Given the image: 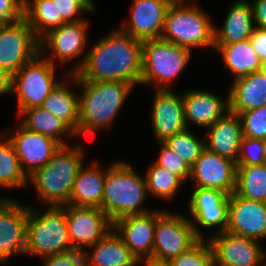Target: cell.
<instances>
[{"label":"cell","instance_id":"obj_1","mask_svg":"<svg viewBox=\"0 0 266 266\" xmlns=\"http://www.w3.org/2000/svg\"><path fill=\"white\" fill-rule=\"evenodd\" d=\"M142 43L120 28L111 32L70 69L78 81H123L140 84Z\"/></svg>","mask_w":266,"mask_h":266},{"label":"cell","instance_id":"obj_2","mask_svg":"<svg viewBox=\"0 0 266 266\" xmlns=\"http://www.w3.org/2000/svg\"><path fill=\"white\" fill-rule=\"evenodd\" d=\"M66 76V83L82 87L79 95V136H90L95 130L109 129L134 88L133 84L123 81H78L75 74L67 73Z\"/></svg>","mask_w":266,"mask_h":266},{"label":"cell","instance_id":"obj_3","mask_svg":"<svg viewBox=\"0 0 266 266\" xmlns=\"http://www.w3.org/2000/svg\"><path fill=\"white\" fill-rule=\"evenodd\" d=\"M148 192L145 177L126 161H115L107 166L102 211L114 222L116 219L149 212L143 203Z\"/></svg>","mask_w":266,"mask_h":266},{"label":"cell","instance_id":"obj_4","mask_svg":"<svg viewBox=\"0 0 266 266\" xmlns=\"http://www.w3.org/2000/svg\"><path fill=\"white\" fill-rule=\"evenodd\" d=\"M83 155L81 145L61 146L48 163L29 177L42 203L69 204L75 178L84 164Z\"/></svg>","mask_w":266,"mask_h":266},{"label":"cell","instance_id":"obj_5","mask_svg":"<svg viewBox=\"0 0 266 266\" xmlns=\"http://www.w3.org/2000/svg\"><path fill=\"white\" fill-rule=\"evenodd\" d=\"M71 250L65 205H48L45 212L29 207L25 254L43 259Z\"/></svg>","mask_w":266,"mask_h":266},{"label":"cell","instance_id":"obj_6","mask_svg":"<svg viewBox=\"0 0 266 266\" xmlns=\"http://www.w3.org/2000/svg\"><path fill=\"white\" fill-rule=\"evenodd\" d=\"M215 25L206 12L189 3L171 4L161 39L186 48L214 50Z\"/></svg>","mask_w":266,"mask_h":266},{"label":"cell","instance_id":"obj_7","mask_svg":"<svg viewBox=\"0 0 266 266\" xmlns=\"http://www.w3.org/2000/svg\"><path fill=\"white\" fill-rule=\"evenodd\" d=\"M56 65L38 53L1 87L0 95L16 96L18 115L26 109L40 107L60 82L55 79Z\"/></svg>","mask_w":266,"mask_h":266},{"label":"cell","instance_id":"obj_8","mask_svg":"<svg viewBox=\"0 0 266 266\" xmlns=\"http://www.w3.org/2000/svg\"><path fill=\"white\" fill-rule=\"evenodd\" d=\"M191 50L161 38L143 41L140 84L155 83V89H171L169 84L189 64Z\"/></svg>","mask_w":266,"mask_h":266},{"label":"cell","instance_id":"obj_9","mask_svg":"<svg viewBox=\"0 0 266 266\" xmlns=\"http://www.w3.org/2000/svg\"><path fill=\"white\" fill-rule=\"evenodd\" d=\"M39 53V39L27 20L0 23V87Z\"/></svg>","mask_w":266,"mask_h":266},{"label":"cell","instance_id":"obj_10","mask_svg":"<svg viewBox=\"0 0 266 266\" xmlns=\"http://www.w3.org/2000/svg\"><path fill=\"white\" fill-rule=\"evenodd\" d=\"M199 240L191 219L182 214L164 212L156 222L152 259L168 262L189 250Z\"/></svg>","mask_w":266,"mask_h":266},{"label":"cell","instance_id":"obj_11","mask_svg":"<svg viewBox=\"0 0 266 266\" xmlns=\"http://www.w3.org/2000/svg\"><path fill=\"white\" fill-rule=\"evenodd\" d=\"M65 214L74 250L84 252L86 247L93 246L113 230V221L100 208L67 204Z\"/></svg>","mask_w":266,"mask_h":266},{"label":"cell","instance_id":"obj_12","mask_svg":"<svg viewBox=\"0 0 266 266\" xmlns=\"http://www.w3.org/2000/svg\"><path fill=\"white\" fill-rule=\"evenodd\" d=\"M208 241L213 250L214 266H262L266 260L260 242L249 237L225 231L212 234Z\"/></svg>","mask_w":266,"mask_h":266},{"label":"cell","instance_id":"obj_13","mask_svg":"<svg viewBox=\"0 0 266 266\" xmlns=\"http://www.w3.org/2000/svg\"><path fill=\"white\" fill-rule=\"evenodd\" d=\"M29 206L14 198H0V263L8 265L12 255L25 254Z\"/></svg>","mask_w":266,"mask_h":266},{"label":"cell","instance_id":"obj_14","mask_svg":"<svg viewBox=\"0 0 266 266\" xmlns=\"http://www.w3.org/2000/svg\"><path fill=\"white\" fill-rule=\"evenodd\" d=\"M88 25L89 23L84 19L74 23H65L50 30L39 39V53L45 55L46 49L51 51L52 57L45 56L44 58L54 65H56V60L60 64H67L77 59L85 51L88 42Z\"/></svg>","mask_w":266,"mask_h":266},{"label":"cell","instance_id":"obj_15","mask_svg":"<svg viewBox=\"0 0 266 266\" xmlns=\"http://www.w3.org/2000/svg\"><path fill=\"white\" fill-rule=\"evenodd\" d=\"M4 134L13 144L21 168L28 178L48 163L61 148L57 141L31 131L21 123L18 128L11 129V132L7 131Z\"/></svg>","mask_w":266,"mask_h":266},{"label":"cell","instance_id":"obj_16","mask_svg":"<svg viewBox=\"0 0 266 266\" xmlns=\"http://www.w3.org/2000/svg\"><path fill=\"white\" fill-rule=\"evenodd\" d=\"M189 200L190 215L192 214L191 216L197 222L191 220V223L200 239L204 238L200 231L201 228L197 224L204 228L219 225L216 234L226 231L228 226V194L217 189L196 187Z\"/></svg>","mask_w":266,"mask_h":266},{"label":"cell","instance_id":"obj_17","mask_svg":"<svg viewBox=\"0 0 266 266\" xmlns=\"http://www.w3.org/2000/svg\"><path fill=\"white\" fill-rule=\"evenodd\" d=\"M164 211L131 214L113 222L114 231L138 259H152L154 232L157 219Z\"/></svg>","mask_w":266,"mask_h":266},{"label":"cell","instance_id":"obj_18","mask_svg":"<svg viewBox=\"0 0 266 266\" xmlns=\"http://www.w3.org/2000/svg\"><path fill=\"white\" fill-rule=\"evenodd\" d=\"M237 164L205 148L191 167L190 180L196 187L217 189L229 196L236 187Z\"/></svg>","mask_w":266,"mask_h":266},{"label":"cell","instance_id":"obj_19","mask_svg":"<svg viewBox=\"0 0 266 266\" xmlns=\"http://www.w3.org/2000/svg\"><path fill=\"white\" fill-rule=\"evenodd\" d=\"M227 232L260 241L266 238V203L229 196Z\"/></svg>","mask_w":266,"mask_h":266},{"label":"cell","instance_id":"obj_20","mask_svg":"<svg viewBox=\"0 0 266 266\" xmlns=\"http://www.w3.org/2000/svg\"><path fill=\"white\" fill-rule=\"evenodd\" d=\"M173 89H155L151 109L152 129L158 142L186 129L182 94Z\"/></svg>","mask_w":266,"mask_h":266},{"label":"cell","instance_id":"obj_21","mask_svg":"<svg viewBox=\"0 0 266 266\" xmlns=\"http://www.w3.org/2000/svg\"><path fill=\"white\" fill-rule=\"evenodd\" d=\"M130 21L120 29L140 41L161 37L171 3L167 0H133Z\"/></svg>","mask_w":266,"mask_h":266},{"label":"cell","instance_id":"obj_22","mask_svg":"<svg viewBox=\"0 0 266 266\" xmlns=\"http://www.w3.org/2000/svg\"><path fill=\"white\" fill-rule=\"evenodd\" d=\"M186 128L192 123L208 128L229 111V97L220 98L212 91L190 90L182 93Z\"/></svg>","mask_w":266,"mask_h":266},{"label":"cell","instance_id":"obj_23","mask_svg":"<svg viewBox=\"0 0 266 266\" xmlns=\"http://www.w3.org/2000/svg\"><path fill=\"white\" fill-rule=\"evenodd\" d=\"M206 131L205 147L209 151L237 163L240 143L243 138L241 120L238 114L228 111Z\"/></svg>","mask_w":266,"mask_h":266},{"label":"cell","instance_id":"obj_24","mask_svg":"<svg viewBox=\"0 0 266 266\" xmlns=\"http://www.w3.org/2000/svg\"><path fill=\"white\" fill-rule=\"evenodd\" d=\"M229 111L240 113L266 105V75L253 72L233 80L229 91Z\"/></svg>","mask_w":266,"mask_h":266},{"label":"cell","instance_id":"obj_25","mask_svg":"<svg viewBox=\"0 0 266 266\" xmlns=\"http://www.w3.org/2000/svg\"><path fill=\"white\" fill-rule=\"evenodd\" d=\"M79 169L70 195L69 204L79 207H96L102 210V199L106 171L94 162Z\"/></svg>","mask_w":266,"mask_h":266},{"label":"cell","instance_id":"obj_26","mask_svg":"<svg viewBox=\"0 0 266 266\" xmlns=\"http://www.w3.org/2000/svg\"><path fill=\"white\" fill-rule=\"evenodd\" d=\"M89 248L90 252H83L85 266H136L138 262L114 229Z\"/></svg>","mask_w":266,"mask_h":266},{"label":"cell","instance_id":"obj_27","mask_svg":"<svg viewBox=\"0 0 266 266\" xmlns=\"http://www.w3.org/2000/svg\"><path fill=\"white\" fill-rule=\"evenodd\" d=\"M250 3L237 0L226 14L222 28L215 26L214 45H228L250 39L254 30Z\"/></svg>","mask_w":266,"mask_h":266},{"label":"cell","instance_id":"obj_28","mask_svg":"<svg viewBox=\"0 0 266 266\" xmlns=\"http://www.w3.org/2000/svg\"><path fill=\"white\" fill-rule=\"evenodd\" d=\"M52 113L73 136L79 137V94L61 80L40 106Z\"/></svg>","mask_w":266,"mask_h":266},{"label":"cell","instance_id":"obj_29","mask_svg":"<svg viewBox=\"0 0 266 266\" xmlns=\"http://www.w3.org/2000/svg\"><path fill=\"white\" fill-rule=\"evenodd\" d=\"M214 51L221 53L224 69L227 67L234 80L260 71L261 60L255 52L251 40L234 42L228 45H214Z\"/></svg>","mask_w":266,"mask_h":266},{"label":"cell","instance_id":"obj_30","mask_svg":"<svg viewBox=\"0 0 266 266\" xmlns=\"http://www.w3.org/2000/svg\"><path fill=\"white\" fill-rule=\"evenodd\" d=\"M24 18L38 39L65 24L52 0H24Z\"/></svg>","mask_w":266,"mask_h":266},{"label":"cell","instance_id":"obj_31","mask_svg":"<svg viewBox=\"0 0 266 266\" xmlns=\"http://www.w3.org/2000/svg\"><path fill=\"white\" fill-rule=\"evenodd\" d=\"M18 116L23 117L21 124L27 129L43 134L57 141L61 146H67L64 137L72 133L48 110L42 107H32L23 110Z\"/></svg>","mask_w":266,"mask_h":266},{"label":"cell","instance_id":"obj_32","mask_svg":"<svg viewBox=\"0 0 266 266\" xmlns=\"http://www.w3.org/2000/svg\"><path fill=\"white\" fill-rule=\"evenodd\" d=\"M234 193L249 200L266 203V163L237 166Z\"/></svg>","mask_w":266,"mask_h":266},{"label":"cell","instance_id":"obj_33","mask_svg":"<svg viewBox=\"0 0 266 266\" xmlns=\"http://www.w3.org/2000/svg\"><path fill=\"white\" fill-rule=\"evenodd\" d=\"M29 184L14 146L5 134L0 136V187L20 188Z\"/></svg>","mask_w":266,"mask_h":266},{"label":"cell","instance_id":"obj_34","mask_svg":"<svg viewBox=\"0 0 266 266\" xmlns=\"http://www.w3.org/2000/svg\"><path fill=\"white\" fill-rule=\"evenodd\" d=\"M147 168L144 177L148 195L150 193L159 199L172 200L177 191L181 189L183 181L154 162H151Z\"/></svg>","mask_w":266,"mask_h":266},{"label":"cell","instance_id":"obj_35","mask_svg":"<svg viewBox=\"0 0 266 266\" xmlns=\"http://www.w3.org/2000/svg\"><path fill=\"white\" fill-rule=\"evenodd\" d=\"M189 128L168 137L163 143L177 153L190 167L194 165L205 147V139H198Z\"/></svg>","mask_w":266,"mask_h":266},{"label":"cell","instance_id":"obj_36","mask_svg":"<svg viewBox=\"0 0 266 266\" xmlns=\"http://www.w3.org/2000/svg\"><path fill=\"white\" fill-rule=\"evenodd\" d=\"M168 264L169 266H214L211 244L208 240L200 239L189 250L168 261Z\"/></svg>","mask_w":266,"mask_h":266},{"label":"cell","instance_id":"obj_37","mask_svg":"<svg viewBox=\"0 0 266 266\" xmlns=\"http://www.w3.org/2000/svg\"><path fill=\"white\" fill-rule=\"evenodd\" d=\"M244 137L266 138V105L238 113Z\"/></svg>","mask_w":266,"mask_h":266},{"label":"cell","instance_id":"obj_38","mask_svg":"<svg viewBox=\"0 0 266 266\" xmlns=\"http://www.w3.org/2000/svg\"><path fill=\"white\" fill-rule=\"evenodd\" d=\"M161 145L160 155L153 162L158 166L166 169L168 172L179 177L183 182L191 176V167L175 152L169 149L163 142Z\"/></svg>","mask_w":266,"mask_h":266},{"label":"cell","instance_id":"obj_39","mask_svg":"<svg viewBox=\"0 0 266 266\" xmlns=\"http://www.w3.org/2000/svg\"><path fill=\"white\" fill-rule=\"evenodd\" d=\"M58 9V17H62L65 23H74L84 18L79 17L82 13L95 11L93 0H52ZM77 16V17H76Z\"/></svg>","mask_w":266,"mask_h":266},{"label":"cell","instance_id":"obj_40","mask_svg":"<svg viewBox=\"0 0 266 266\" xmlns=\"http://www.w3.org/2000/svg\"><path fill=\"white\" fill-rule=\"evenodd\" d=\"M236 164L237 166L265 164L264 145L262 140L243 136Z\"/></svg>","mask_w":266,"mask_h":266},{"label":"cell","instance_id":"obj_41","mask_svg":"<svg viewBox=\"0 0 266 266\" xmlns=\"http://www.w3.org/2000/svg\"><path fill=\"white\" fill-rule=\"evenodd\" d=\"M43 260L44 266H85L84 254L79 250L48 256Z\"/></svg>","mask_w":266,"mask_h":266},{"label":"cell","instance_id":"obj_42","mask_svg":"<svg viewBox=\"0 0 266 266\" xmlns=\"http://www.w3.org/2000/svg\"><path fill=\"white\" fill-rule=\"evenodd\" d=\"M24 17V0H0V23H11Z\"/></svg>","mask_w":266,"mask_h":266},{"label":"cell","instance_id":"obj_43","mask_svg":"<svg viewBox=\"0 0 266 266\" xmlns=\"http://www.w3.org/2000/svg\"><path fill=\"white\" fill-rule=\"evenodd\" d=\"M250 6L254 27L266 30V0H253Z\"/></svg>","mask_w":266,"mask_h":266},{"label":"cell","instance_id":"obj_44","mask_svg":"<svg viewBox=\"0 0 266 266\" xmlns=\"http://www.w3.org/2000/svg\"><path fill=\"white\" fill-rule=\"evenodd\" d=\"M250 40L260 60L266 59V30L254 28Z\"/></svg>","mask_w":266,"mask_h":266},{"label":"cell","instance_id":"obj_45","mask_svg":"<svg viewBox=\"0 0 266 266\" xmlns=\"http://www.w3.org/2000/svg\"><path fill=\"white\" fill-rule=\"evenodd\" d=\"M140 263H143L144 266H169L168 262L156 261V260H153V259H141V260H138L136 266H138Z\"/></svg>","mask_w":266,"mask_h":266},{"label":"cell","instance_id":"obj_46","mask_svg":"<svg viewBox=\"0 0 266 266\" xmlns=\"http://www.w3.org/2000/svg\"><path fill=\"white\" fill-rule=\"evenodd\" d=\"M260 71L266 75V59L261 61V67H260Z\"/></svg>","mask_w":266,"mask_h":266},{"label":"cell","instance_id":"obj_47","mask_svg":"<svg viewBox=\"0 0 266 266\" xmlns=\"http://www.w3.org/2000/svg\"><path fill=\"white\" fill-rule=\"evenodd\" d=\"M167 1L170 2L171 4L187 3V2H184L185 0H167Z\"/></svg>","mask_w":266,"mask_h":266},{"label":"cell","instance_id":"obj_48","mask_svg":"<svg viewBox=\"0 0 266 266\" xmlns=\"http://www.w3.org/2000/svg\"><path fill=\"white\" fill-rule=\"evenodd\" d=\"M263 145H264V158L266 163V138L262 139Z\"/></svg>","mask_w":266,"mask_h":266}]
</instances>
